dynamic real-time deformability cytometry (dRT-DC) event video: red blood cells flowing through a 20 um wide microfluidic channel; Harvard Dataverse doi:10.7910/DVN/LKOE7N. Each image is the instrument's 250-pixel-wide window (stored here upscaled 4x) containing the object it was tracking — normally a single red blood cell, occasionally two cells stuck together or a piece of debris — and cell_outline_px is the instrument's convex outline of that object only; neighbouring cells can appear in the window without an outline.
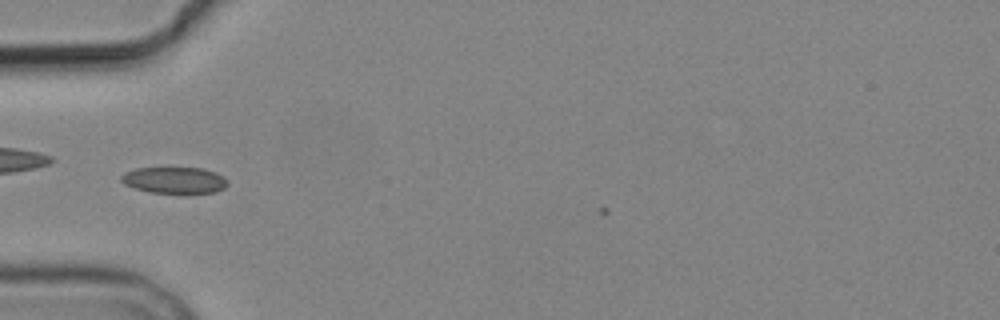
{"species": "common noctule bat (a hibernating species)", "species_latin": "Nyctalus noctula", "temperature_condition": "cold", "stored_images_in_passage": 6, "camera_frame_rate_fps": 3000, "um_per_image_px": 0.085, "animal": {"sex": "male", "body_mass_g": 19.2, "forearm_length_mm": 51.8}, "frame": {"image": 1, "passage_image": 6, "time_ms": 6.0, "image_size_px": [1000, 320], "cell_outline_px": [[228, 184], [224, 188], [216, 192], [188, 196], [180, 196], [148, 192], [132, 188], [124, 184], [120, 180], [120, 176], [124, 172], [136, 168], [204, 168], [216, 172], [224, 176], [228, 180]], "centroid_in_image_um": [14.86, 15.37], "position_along_channel_um": 70.1, "area_um2": 17.51}}